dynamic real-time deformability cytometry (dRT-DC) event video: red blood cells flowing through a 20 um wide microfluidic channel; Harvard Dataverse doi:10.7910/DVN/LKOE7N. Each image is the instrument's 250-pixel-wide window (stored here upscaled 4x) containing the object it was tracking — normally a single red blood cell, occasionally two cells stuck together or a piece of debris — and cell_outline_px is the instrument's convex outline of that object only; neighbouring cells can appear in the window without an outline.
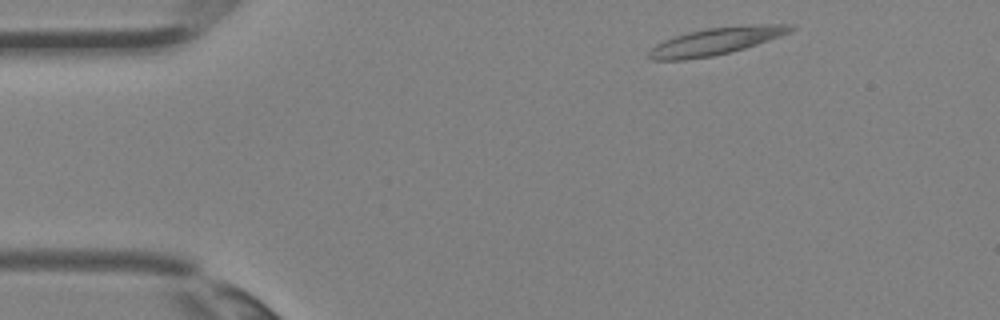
{"species": "Egyptian fruit bat (a non-hibernating species)", "species_latin": "Rousettus aegyptiacus", "temperature_condition": "room temperature", "stored_images_in_passage": 4, "camera_frame_rate_fps": 3000, "um_per_image_px": 0.085, "animal": {"sex": "female"}, "frame": {"image": 1, "passage_image": 4, "time_ms": 1.0, "image_size_px": [1000, 320], "cell_outline_px": [[796, 28], [792, 32], [744, 48], [712, 56], [684, 60], [652, 60], [648, 56], [648, 52], [656, 44], [664, 40], [688, 32], [708, 28], [740, 24], [792, 24]], "centroid_in_image_um": [60.89, 3.48], "position_along_channel_um": 24.1, "area_um2": 22.48}}